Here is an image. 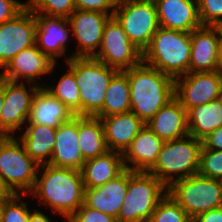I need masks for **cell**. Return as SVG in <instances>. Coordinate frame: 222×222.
<instances>
[{
  "label": "cell",
  "instance_id": "6da1fadb",
  "mask_svg": "<svg viewBox=\"0 0 222 222\" xmlns=\"http://www.w3.org/2000/svg\"><path fill=\"white\" fill-rule=\"evenodd\" d=\"M28 196L66 222L84 204L85 186L81 170L39 165L34 187Z\"/></svg>",
  "mask_w": 222,
  "mask_h": 222
},
{
  "label": "cell",
  "instance_id": "7a4b0ae2",
  "mask_svg": "<svg viewBox=\"0 0 222 222\" xmlns=\"http://www.w3.org/2000/svg\"><path fill=\"white\" fill-rule=\"evenodd\" d=\"M130 86L131 109L145 124L174 98V79L141 62L123 71Z\"/></svg>",
  "mask_w": 222,
  "mask_h": 222
},
{
  "label": "cell",
  "instance_id": "3957f363",
  "mask_svg": "<svg viewBox=\"0 0 222 222\" xmlns=\"http://www.w3.org/2000/svg\"><path fill=\"white\" fill-rule=\"evenodd\" d=\"M191 32L159 27L142 53V62L176 79L189 73Z\"/></svg>",
  "mask_w": 222,
  "mask_h": 222
},
{
  "label": "cell",
  "instance_id": "277c9868",
  "mask_svg": "<svg viewBox=\"0 0 222 222\" xmlns=\"http://www.w3.org/2000/svg\"><path fill=\"white\" fill-rule=\"evenodd\" d=\"M201 147L202 140L190 135L164 142L147 172L169 188L177 180L198 174Z\"/></svg>",
  "mask_w": 222,
  "mask_h": 222
},
{
  "label": "cell",
  "instance_id": "5b68a950",
  "mask_svg": "<svg viewBox=\"0 0 222 222\" xmlns=\"http://www.w3.org/2000/svg\"><path fill=\"white\" fill-rule=\"evenodd\" d=\"M65 64L74 70L80 93V116H95L102 109L108 85L118 70L94 57H71Z\"/></svg>",
  "mask_w": 222,
  "mask_h": 222
},
{
  "label": "cell",
  "instance_id": "8992f818",
  "mask_svg": "<svg viewBox=\"0 0 222 222\" xmlns=\"http://www.w3.org/2000/svg\"><path fill=\"white\" fill-rule=\"evenodd\" d=\"M168 188L154 175L128 169V189L117 216L118 222H148Z\"/></svg>",
  "mask_w": 222,
  "mask_h": 222
},
{
  "label": "cell",
  "instance_id": "52a82bcc",
  "mask_svg": "<svg viewBox=\"0 0 222 222\" xmlns=\"http://www.w3.org/2000/svg\"><path fill=\"white\" fill-rule=\"evenodd\" d=\"M168 194L191 218L222 207V180L195 174L174 182Z\"/></svg>",
  "mask_w": 222,
  "mask_h": 222
},
{
  "label": "cell",
  "instance_id": "ba28073f",
  "mask_svg": "<svg viewBox=\"0 0 222 222\" xmlns=\"http://www.w3.org/2000/svg\"><path fill=\"white\" fill-rule=\"evenodd\" d=\"M39 165L15 136L0 137V174L16 195H28L34 187Z\"/></svg>",
  "mask_w": 222,
  "mask_h": 222
},
{
  "label": "cell",
  "instance_id": "9c48e42d",
  "mask_svg": "<svg viewBox=\"0 0 222 222\" xmlns=\"http://www.w3.org/2000/svg\"><path fill=\"white\" fill-rule=\"evenodd\" d=\"M113 16L142 53L160 27L154 0H118Z\"/></svg>",
  "mask_w": 222,
  "mask_h": 222
},
{
  "label": "cell",
  "instance_id": "30bf717a",
  "mask_svg": "<svg viewBox=\"0 0 222 222\" xmlns=\"http://www.w3.org/2000/svg\"><path fill=\"white\" fill-rule=\"evenodd\" d=\"M95 59L108 67L124 71L142 62V52L129 40L114 16L105 24L100 49Z\"/></svg>",
  "mask_w": 222,
  "mask_h": 222
},
{
  "label": "cell",
  "instance_id": "8fae6325",
  "mask_svg": "<svg viewBox=\"0 0 222 222\" xmlns=\"http://www.w3.org/2000/svg\"><path fill=\"white\" fill-rule=\"evenodd\" d=\"M58 63L35 44L16 54L0 71V76L7 81L31 83L44 88L46 82L42 81L43 76L55 73Z\"/></svg>",
  "mask_w": 222,
  "mask_h": 222
},
{
  "label": "cell",
  "instance_id": "7c38bea8",
  "mask_svg": "<svg viewBox=\"0 0 222 222\" xmlns=\"http://www.w3.org/2000/svg\"><path fill=\"white\" fill-rule=\"evenodd\" d=\"M39 87L31 83L5 80V97L1 109V137L20 133L29 119L32 100ZM19 131V132H18Z\"/></svg>",
  "mask_w": 222,
  "mask_h": 222
},
{
  "label": "cell",
  "instance_id": "4fadbf2b",
  "mask_svg": "<svg viewBox=\"0 0 222 222\" xmlns=\"http://www.w3.org/2000/svg\"><path fill=\"white\" fill-rule=\"evenodd\" d=\"M36 14L26 6L0 25V71L20 51L36 44Z\"/></svg>",
  "mask_w": 222,
  "mask_h": 222
},
{
  "label": "cell",
  "instance_id": "5bb4252c",
  "mask_svg": "<svg viewBox=\"0 0 222 222\" xmlns=\"http://www.w3.org/2000/svg\"><path fill=\"white\" fill-rule=\"evenodd\" d=\"M222 75L218 72H189L174 79V97L188 111L190 108L220 98Z\"/></svg>",
  "mask_w": 222,
  "mask_h": 222
},
{
  "label": "cell",
  "instance_id": "9a60e30c",
  "mask_svg": "<svg viewBox=\"0 0 222 222\" xmlns=\"http://www.w3.org/2000/svg\"><path fill=\"white\" fill-rule=\"evenodd\" d=\"M109 14L76 9L67 19L73 42L78 44L71 57H94L100 49ZM76 40V41H75Z\"/></svg>",
  "mask_w": 222,
  "mask_h": 222
},
{
  "label": "cell",
  "instance_id": "2e32d148",
  "mask_svg": "<svg viewBox=\"0 0 222 222\" xmlns=\"http://www.w3.org/2000/svg\"><path fill=\"white\" fill-rule=\"evenodd\" d=\"M36 21L37 47L54 61L57 62L58 58L62 59L65 56L63 62H67L71 58V55L67 54V47L70 44L68 41L72 40V32L68 19L36 14Z\"/></svg>",
  "mask_w": 222,
  "mask_h": 222
},
{
  "label": "cell",
  "instance_id": "e0dca14e",
  "mask_svg": "<svg viewBox=\"0 0 222 222\" xmlns=\"http://www.w3.org/2000/svg\"><path fill=\"white\" fill-rule=\"evenodd\" d=\"M159 26L165 29L192 32L202 26L198 0H154Z\"/></svg>",
  "mask_w": 222,
  "mask_h": 222
},
{
  "label": "cell",
  "instance_id": "ac0fdd59",
  "mask_svg": "<svg viewBox=\"0 0 222 222\" xmlns=\"http://www.w3.org/2000/svg\"><path fill=\"white\" fill-rule=\"evenodd\" d=\"M219 34L215 26H201L191 32L189 72H215L218 66Z\"/></svg>",
  "mask_w": 222,
  "mask_h": 222
},
{
  "label": "cell",
  "instance_id": "d6986e66",
  "mask_svg": "<svg viewBox=\"0 0 222 222\" xmlns=\"http://www.w3.org/2000/svg\"><path fill=\"white\" fill-rule=\"evenodd\" d=\"M78 139V116L56 128V141L49 165L81 170L84 164Z\"/></svg>",
  "mask_w": 222,
  "mask_h": 222
},
{
  "label": "cell",
  "instance_id": "ffe728a7",
  "mask_svg": "<svg viewBox=\"0 0 222 222\" xmlns=\"http://www.w3.org/2000/svg\"><path fill=\"white\" fill-rule=\"evenodd\" d=\"M128 189V169L125 168L106 184L85 189L84 204L117 218Z\"/></svg>",
  "mask_w": 222,
  "mask_h": 222
},
{
  "label": "cell",
  "instance_id": "44dd1931",
  "mask_svg": "<svg viewBox=\"0 0 222 222\" xmlns=\"http://www.w3.org/2000/svg\"><path fill=\"white\" fill-rule=\"evenodd\" d=\"M104 126L105 141L108 150L121 154L146 125L132 111L110 116L98 117Z\"/></svg>",
  "mask_w": 222,
  "mask_h": 222
},
{
  "label": "cell",
  "instance_id": "7402d4cb",
  "mask_svg": "<svg viewBox=\"0 0 222 222\" xmlns=\"http://www.w3.org/2000/svg\"><path fill=\"white\" fill-rule=\"evenodd\" d=\"M163 141L145 125L122 154L124 167L147 172L156 162Z\"/></svg>",
  "mask_w": 222,
  "mask_h": 222
},
{
  "label": "cell",
  "instance_id": "603a6c76",
  "mask_svg": "<svg viewBox=\"0 0 222 222\" xmlns=\"http://www.w3.org/2000/svg\"><path fill=\"white\" fill-rule=\"evenodd\" d=\"M146 125L163 142L189 135L187 111L175 97L164 105Z\"/></svg>",
  "mask_w": 222,
  "mask_h": 222
},
{
  "label": "cell",
  "instance_id": "cb8c5ba5",
  "mask_svg": "<svg viewBox=\"0 0 222 222\" xmlns=\"http://www.w3.org/2000/svg\"><path fill=\"white\" fill-rule=\"evenodd\" d=\"M75 117L60 100L53 97L46 89L39 88L35 93L29 119L26 124H40L57 128L60 124Z\"/></svg>",
  "mask_w": 222,
  "mask_h": 222
},
{
  "label": "cell",
  "instance_id": "d4e9b609",
  "mask_svg": "<svg viewBox=\"0 0 222 222\" xmlns=\"http://www.w3.org/2000/svg\"><path fill=\"white\" fill-rule=\"evenodd\" d=\"M16 137L23 144L28 156L38 165L49 164L56 141V128L25 124L23 131Z\"/></svg>",
  "mask_w": 222,
  "mask_h": 222
},
{
  "label": "cell",
  "instance_id": "484cf974",
  "mask_svg": "<svg viewBox=\"0 0 222 222\" xmlns=\"http://www.w3.org/2000/svg\"><path fill=\"white\" fill-rule=\"evenodd\" d=\"M125 169L122 154L107 151L105 154L86 160L81 168L85 189L106 184Z\"/></svg>",
  "mask_w": 222,
  "mask_h": 222
},
{
  "label": "cell",
  "instance_id": "4316f807",
  "mask_svg": "<svg viewBox=\"0 0 222 222\" xmlns=\"http://www.w3.org/2000/svg\"><path fill=\"white\" fill-rule=\"evenodd\" d=\"M189 135L203 140L222 126V100L220 98L190 108L187 111Z\"/></svg>",
  "mask_w": 222,
  "mask_h": 222
},
{
  "label": "cell",
  "instance_id": "83f0119b",
  "mask_svg": "<svg viewBox=\"0 0 222 222\" xmlns=\"http://www.w3.org/2000/svg\"><path fill=\"white\" fill-rule=\"evenodd\" d=\"M78 139L83 160L96 158L108 150L104 126L95 116H78Z\"/></svg>",
  "mask_w": 222,
  "mask_h": 222
},
{
  "label": "cell",
  "instance_id": "f1b7e54d",
  "mask_svg": "<svg viewBox=\"0 0 222 222\" xmlns=\"http://www.w3.org/2000/svg\"><path fill=\"white\" fill-rule=\"evenodd\" d=\"M130 109L131 100L128 77L123 71H118L111 79L106 90L103 107L95 117L126 113Z\"/></svg>",
  "mask_w": 222,
  "mask_h": 222
},
{
  "label": "cell",
  "instance_id": "f546056e",
  "mask_svg": "<svg viewBox=\"0 0 222 222\" xmlns=\"http://www.w3.org/2000/svg\"><path fill=\"white\" fill-rule=\"evenodd\" d=\"M64 67L67 70H64L59 80L57 82L56 79L53 80L51 85L45 84L44 89L60 100L75 116H80V93L75 80L74 70L68 64L64 65Z\"/></svg>",
  "mask_w": 222,
  "mask_h": 222
},
{
  "label": "cell",
  "instance_id": "4dcf8cb0",
  "mask_svg": "<svg viewBox=\"0 0 222 222\" xmlns=\"http://www.w3.org/2000/svg\"><path fill=\"white\" fill-rule=\"evenodd\" d=\"M26 2L35 14L50 17L68 18L76 10L74 0H26Z\"/></svg>",
  "mask_w": 222,
  "mask_h": 222
},
{
  "label": "cell",
  "instance_id": "1f68e13d",
  "mask_svg": "<svg viewBox=\"0 0 222 222\" xmlns=\"http://www.w3.org/2000/svg\"><path fill=\"white\" fill-rule=\"evenodd\" d=\"M148 222H192L184 209L167 193Z\"/></svg>",
  "mask_w": 222,
  "mask_h": 222
},
{
  "label": "cell",
  "instance_id": "d6a6232c",
  "mask_svg": "<svg viewBox=\"0 0 222 222\" xmlns=\"http://www.w3.org/2000/svg\"><path fill=\"white\" fill-rule=\"evenodd\" d=\"M198 174L222 180V151L207 149L202 145Z\"/></svg>",
  "mask_w": 222,
  "mask_h": 222
},
{
  "label": "cell",
  "instance_id": "836d02e7",
  "mask_svg": "<svg viewBox=\"0 0 222 222\" xmlns=\"http://www.w3.org/2000/svg\"><path fill=\"white\" fill-rule=\"evenodd\" d=\"M26 196L15 194L6 201L1 215V222H28L31 208L29 209L30 204L28 203L30 201H26Z\"/></svg>",
  "mask_w": 222,
  "mask_h": 222
},
{
  "label": "cell",
  "instance_id": "e575fe53",
  "mask_svg": "<svg viewBox=\"0 0 222 222\" xmlns=\"http://www.w3.org/2000/svg\"><path fill=\"white\" fill-rule=\"evenodd\" d=\"M198 13L202 26H215L222 22V0H198Z\"/></svg>",
  "mask_w": 222,
  "mask_h": 222
},
{
  "label": "cell",
  "instance_id": "d590c367",
  "mask_svg": "<svg viewBox=\"0 0 222 222\" xmlns=\"http://www.w3.org/2000/svg\"><path fill=\"white\" fill-rule=\"evenodd\" d=\"M66 222H118V220L83 204Z\"/></svg>",
  "mask_w": 222,
  "mask_h": 222
},
{
  "label": "cell",
  "instance_id": "8d00e7d4",
  "mask_svg": "<svg viewBox=\"0 0 222 222\" xmlns=\"http://www.w3.org/2000/svg\"><path fill=\"white\" fill-rule=\"evenodd\" d=\"M118 0H74L76 9L105 13L113 16Z\"/></svg>",
  "mask_w": 222,
  "mask_h": 222
},
{
  "label": "cell",
  "instance_id": "74e56055",
  "mask_svg": "<svg viewBox=\"0 0 222 222\" xmlns=\"http://www.w3.org/2000/svg\"><path fill=\"white\" fill-rule=\"evenodd\" d=\"M27 6V2L20 0H0V25L12 20Z\"/></svg>",
  "mask_w": 222,
  "mask_h": 222
},
{
  "label": "cell",
  "instance_id": "f35d334b",
  "mask_svg": "<svg viewBox=\"0 0 222 222\" xmlns=\"http://www.w3.org/2000/svg\"><path fill=\"white\" fill-rule=\"evenodd\" d=\"M202 145L207 149L222 151V126L206 136L202 140Z\"/></svg>",
  "mask_w": 222,
  "mask_h": 222
},
{
  "label": "cell",
  "instance_id": "ab89813d",
  "mask_svg": "<svg viewBox=\"0 0 222 222\" xmlns=\"http://www.w3.org/2000/svg\"><path fill=\"white\" fill-rule=\"evenodd\" d=\"M192 222H222V207L201 213Z\"/></svg>",
  "mask_w": 222,
  "mask_h": 222
},
{
  "label": "cell",
  "instance_id": "60d3db41",
  "mask_svg": "<svg viewBox=\"0 0 222 222\" xmlns=\"http://www.w3.org/2000/svg\"><path fill=\"white\" fill-rule=\"evenodd\" d=\"M39 208H33L29 214L28 222H52L51 217ZM54 222V221H53Z\"/></svg>",
  "mask_w": 222,
  "mask_h": 222
},
{
  "label": "cell",
  "instance_id": "b9f144b4",
  "mask_svg": "<svg viewBox=\"0 0 222 222\" xmlns=\"http://www.w3.org/2000/svg\"><path fill=\"white\" fill-rule=\"evenodd\" d=\"M15 194L11 191L8 185L5 183L3 176L0 174V199H10Z\"/></svg>",
  "mask_w": 222,
  "mask_h": 222
},
{
  "label": "cell",
  "instance_id": "7bdbcfd3",
  "mask_svg": "<svg viewBox=\"0 0 222 222\" xmlns=\"http://www.w3.org/2000/svg\"><path fill=\"white\" fill-rule=\"evenodd\" d=\"M5 97V79L0 76V115ZM0 137H1V116H0Z\"/></svg>",
  "mask_w": 222,
  "mask_h": 222
},
{
  "label": "cell",
  "instance_id": "ee69618b",
  "mask_svg": "<svg viewBox=\"0 0 222 222\" xmlns=\"http://www.w3.org/2000/svg\"><path fill=\"white\" fill-rule=\"evenodd\" d=\"M217 71L222 75V43L219 44Z\"/></svg>",
  "mask_w": 222,
  "mask_h": 222
},
{
  "label": "cell",
  "instance_id": "f6af8a7d",
  "mask_svg": "<svg viewBox=\"0 0 222 222\" xmlns=\"http://www.w3.org/2000/svg\"><path fill=\"white\" fill-rule=\"evenodd\" d=\"M215 28L218 31L220 42L222 43V22L215 25Z\"/></svg>",
  "mask_w": 222,
  "mask_h": 222
},
{
  "label": "cell",
  "instance_id": "bcb514c9",
  "mask_svg": "<svg viewBox=\"0 0 222 222\" xmlns=\"http://www.w3.org/2000/svg\"><path fill=\"white\" fill-rule=\"evenodd\" d=\"M8 199H0V222H1V215L3 211L4 204L6 203Z\"/></svg>",
  "mask_w": 222,
  "mask_h": 222
},
{
  "label": "cell",
  "instance_id": "7dc6e473",
  "mask_svg": "<svg viewBox=\"0 0 222 222\" xmlns=\"http://www.w3.org/2000/svg\"><path fill=\"white\" fill-rule=\"evenodd\" d=\"M220 99L222 100V87H221V94H220Z\"/></svg>",
  "mask_w": 222,
  "mask_h": 222
}]
</instances>
